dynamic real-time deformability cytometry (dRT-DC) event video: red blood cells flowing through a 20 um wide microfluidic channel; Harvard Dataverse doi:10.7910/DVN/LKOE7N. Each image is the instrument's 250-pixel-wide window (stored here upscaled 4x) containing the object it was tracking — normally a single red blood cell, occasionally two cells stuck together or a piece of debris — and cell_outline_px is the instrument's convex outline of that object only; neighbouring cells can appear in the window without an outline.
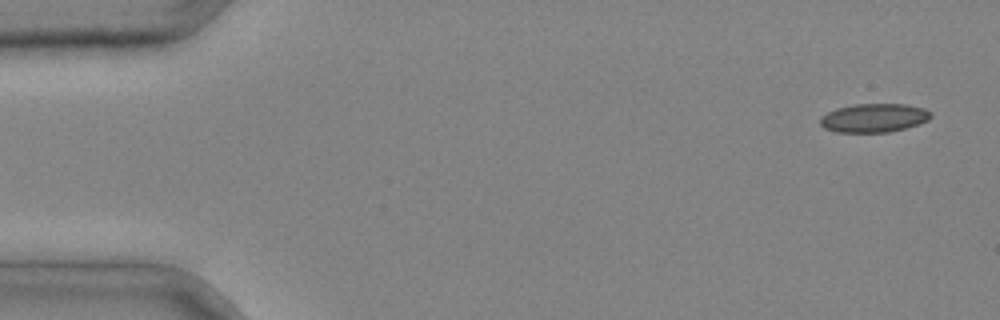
{"species": "common noctule bat (a hibernating species)", "species_latin": "Nyctalus noctula", "temperature_condition": "cold", "stored_images_in_passage": 3, "camera_frame_rate_fps": 3000, "um_per_image_px": 0.085, "animal": {"sex": "male", "body_mass_g": 20.4}, "frame": {"image": 1, "passage_image": 1, "time_ms": 0.0, "image_size_px": [1000, 320], "cell_outline_px": [[932, 116], [928, 120], [920, 124], [888, 132], [836, 132], [824, 128], [820, 124], [820, 116], [836, 108], [856, 104], [904, 104], [924, 108], [932, 112]], "centroid_in_image_um": [74.29, 10.02], "position_along_channel_um": 10.7, "area_um2": 18.55}}
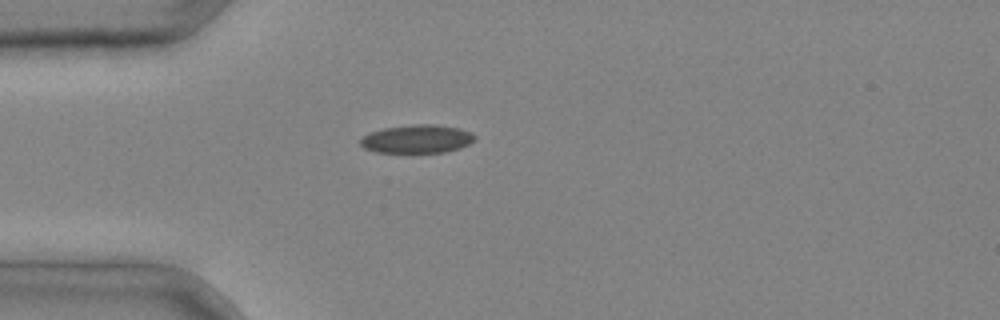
{"frame": {"image": 2, "passage_image": 3, "time_ms": 0.667, "image_size_px": [1000, 320], "cell_outline_px": [[476, 136], [468, 144], [460, 148], [444, 152], [376, 152], [364, 148], [360, 144], [360, 140], [368, 132], [384, 128], [416, 124], [436, 124], [460, 128], [472, 132]], "centroid_in_image_um": [35.44, 11.8], "position_along_channel_um": 49.6, "area_um2": 18.84}}